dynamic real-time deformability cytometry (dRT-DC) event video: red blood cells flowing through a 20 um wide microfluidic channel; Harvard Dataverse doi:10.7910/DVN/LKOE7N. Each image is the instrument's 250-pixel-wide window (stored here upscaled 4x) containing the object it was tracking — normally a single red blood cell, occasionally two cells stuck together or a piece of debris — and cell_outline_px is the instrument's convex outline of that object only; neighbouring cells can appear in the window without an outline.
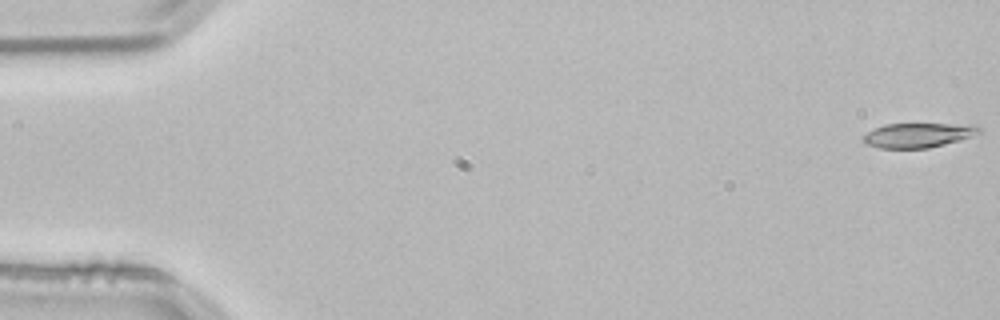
{"species": "common noctule bat (a hibernating species)", "species_latin": "Nyctalus noctula", "temperature_condition": "room temperature", "stored_images_in_passage": 53, "camera_frame_rate_fps": 3000, "um_per_image_px": 0.085, "animal": {"sex": "male", "body_mass_g": 21.5, "forearm_length_mm": 52.0}, "frame": {"image": 1, "passage_image": 1, "time_ms": 0.0, "image_size_px": [1000, 320], "cell_outline_px": [[984, 132], [960, 140], [928, 148], [880, 148], [868, 144], [860, 136], [884, 124], [976, 124]], "centroid_in_image_um": [78.09, 11.48], "position_along_channel_um": 6.9, "area_um2": 16.59}}
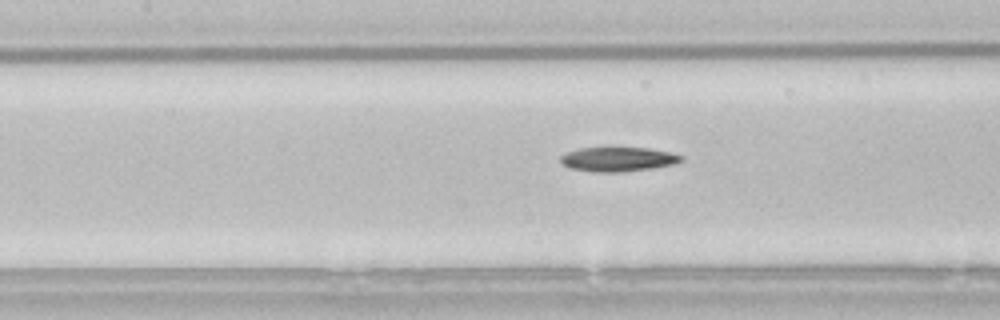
{"frame": {"image": 2, "passage_image": 24, "time_ms": 7.667, "image_size_px": [1000, 320], "cell_outline_px": [[684, 160], [676, 164], [652, 168], [620, 172], [592, 172], [568, 168], [560, 164], [560, 156], [568, 152], [580, 148], [608, 144], [648, 148], [672, 152], [684, 156]], "centroid_in_image_um": [52.52, 13.48], "position_along_channel_um": 154.9, "area_um2": 18.32}}
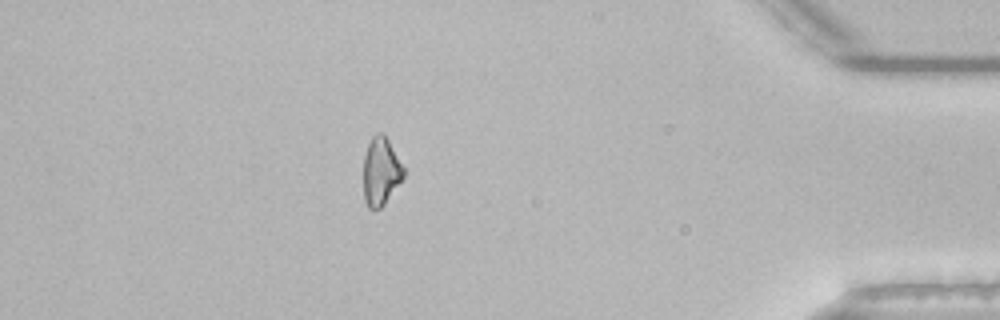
{"frame": {"image": 3, "passage_image": 47, "time_ms": 15.333, "image_size_px": [1000, 320], "cell_outline_px": [[404, 176], [384, 204], [380, 208], [372, 212], [368, 208], [364, 200], [364, 156], [368, 144], [372, 136], [376, 132], [384, 132], [404, 168]], "centroid_in_image_um": [32.35, 14.57], "position_along_channel_um": 402.8, "area_um2": 15.95}}